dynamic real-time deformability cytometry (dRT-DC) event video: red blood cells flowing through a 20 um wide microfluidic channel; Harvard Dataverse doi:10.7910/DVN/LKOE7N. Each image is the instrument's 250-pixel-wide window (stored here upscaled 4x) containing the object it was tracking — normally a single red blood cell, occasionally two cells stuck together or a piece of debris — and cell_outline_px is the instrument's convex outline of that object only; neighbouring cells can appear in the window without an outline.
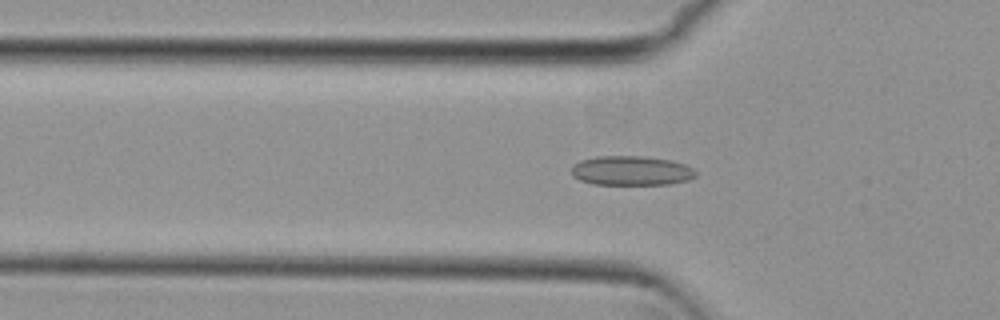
{"species": "common noctule bat (a hibernating species)", "species_latin": "Nyctalus noctula", "temperature_condition": "cold", "stored_images_in_passage": 53, "camera_frame_rate_fps": 3000, "um_per_image_px": 0.085, "animal": {"sex": "female", "body_mass_g": 29.2, "forearm_length_mm": 56.3}, "frame": {"image": 1, "passage_image": 17, "time_ms": 5.333, "image_size_px": [1000, 320], "cell_outline_px": [[696, 176], [688, 180], [668, 184], [592, 184], [580, 180], [572, 176], [572, 164], [580, 160], [596, 156], [644, 156], [672, 160], [684, 164], [692, 168], [696, 172]], "centroid_in_image_um": [53.64, 14.5], "position_along_channel_um": 72.2, "area_um2": 21.44}}
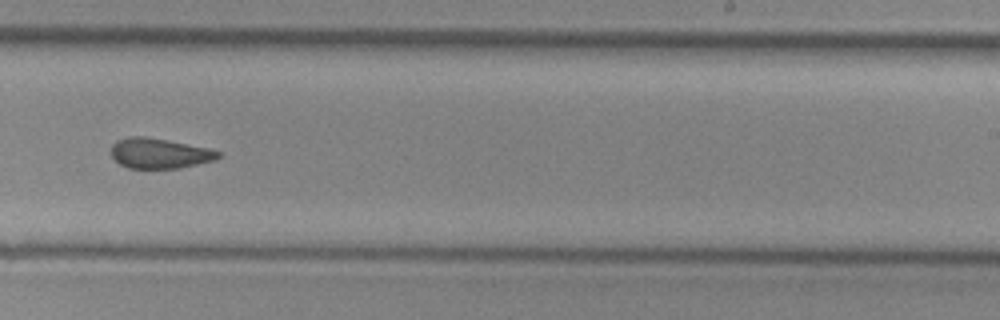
{"frame": {"image": 2, "passage_image": 33, "time_ms": 10.667, "image_size_px": [1000, 320], "cell_outline_px": [[220, 156], [216, 160], [180, 168], [128, 168], [120, 164], [112, 156], [112, 144], [116, 140], [128, 136], [144, 136], [168, 140], [208, 148], [220, 152]], "centroid_in_image_um": [13.55, 13.03], "position_along_channel_um": 275.5, "area_um2": 18.84}}
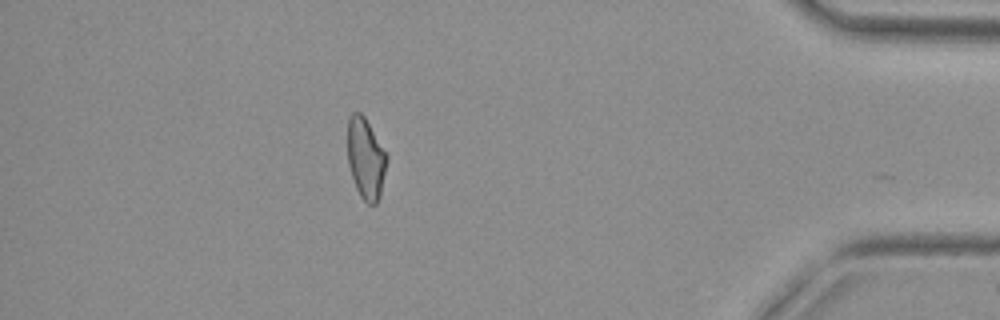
{"frame": {"image": 3, "passage_image": 47, "time_ms": 15.333, "image_size_px": [1000, 320], "cell_outline_px": [[388, 160], [380, 196], [376, 204], [368, 204], [360, 196], [356, 188], [348, 164], [348, 120], [352, 112], [360, 112], [364, 116], [388, 156]], "centroid_in_image_um": [31.1, 13.48], "position_along_channel_um": 404.1, "area_um2": 18.44}, "authors_computed_cell_mechanics": {"area_um2": 19.7098, "velocity_mm_per_s": 3.804, "shape_relaxation_time_tau1_ms": null, "shape_relaxation_time_tau2_ms": 3.4453, "deformation_change_tau1": null, "deformation_change_tau2": 0.0958}}